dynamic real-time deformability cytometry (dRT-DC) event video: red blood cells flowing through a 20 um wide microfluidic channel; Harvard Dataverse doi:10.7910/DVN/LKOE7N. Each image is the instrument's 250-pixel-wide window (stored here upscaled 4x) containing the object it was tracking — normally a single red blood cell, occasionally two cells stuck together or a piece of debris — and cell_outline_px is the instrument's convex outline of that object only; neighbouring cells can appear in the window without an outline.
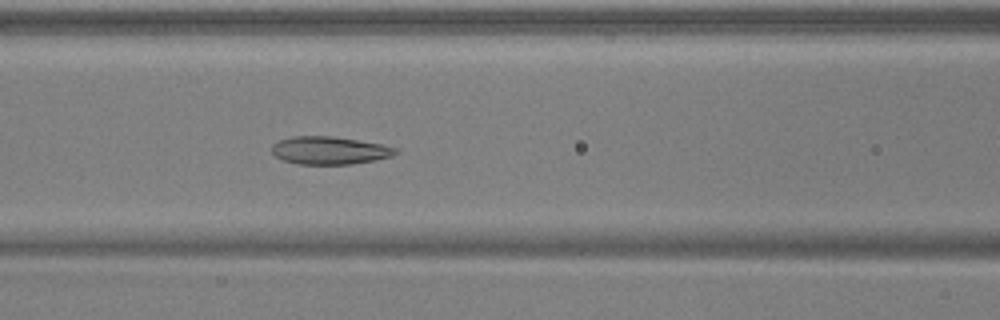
{"species": "common noctule bat (a hibernating species)", "species_latin": "Nyctalus noctula", "temperature_condition": "warm", "stored_images_in_passage": 52, "camera_frame_rate_fps": 3000, "um_per_image_px": 0.085, "animal": {"sex": "male", "body_mass_g": 17.9, "forearm_length_mm": 54.2}, "frame": {"image": 1, "passage_image": 23, "time_ms": 7.333, "image_size_px": [1000, 320], "cell_outline_px": [[400, 152], [392, 156], [376, 160], [352, 164], [296, 164], [284, 160], [276, 156], [272, 152], [272, 144], [280, 140], [292, 136], [332, 136], [380, 144], [396, 148]], "centroid_in_image_um": [28.01, 12.79], "position_along_channel_um": 138.6, "area_um2": 20.0}}
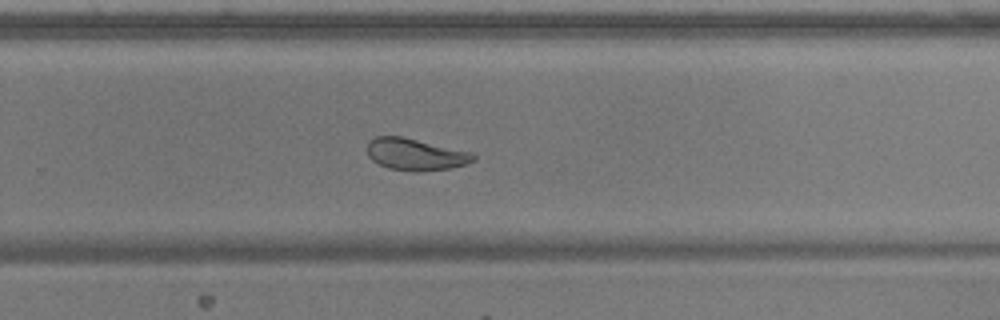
{"frame": {"image": 2, "passage_image": 35, "time_ms": 11.333, "image_size_px": [1000, 320], "cell_outline_px": [[476, 160], [452, 168], [420, 172], [412, 172], [388, 168], [372, 160], [368, 156], [368, 140], [376, 136], [404, 136], [472, 152], [476, 156]], "centroid_in_image_um": [35.32, 13.12], "position_along_channel_um": 294.5, "area_um2": 20.0}}
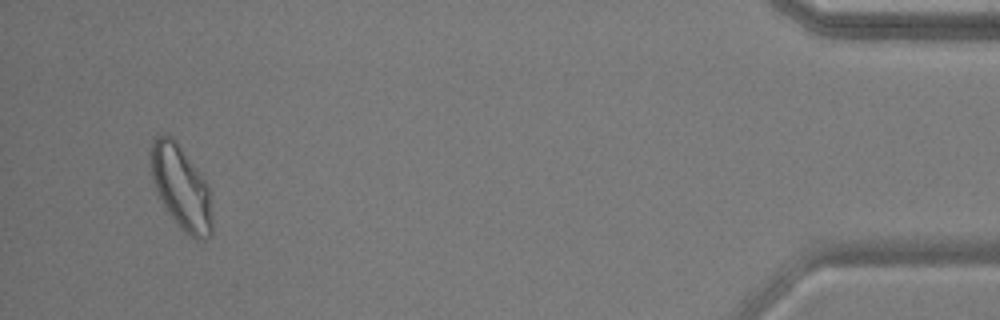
{"frame": {"image": 3, "passage_image": 50, "time_ms": 16.333, "image_size_px": [1000, 320], "cell_outline_px": [[212, 232], [204, 240], [196, 240], [188, 236], [176, 224], [164, 208], [160, 200], [152, 176], [152, 140], [160, 132], [164, 132], [172, 136], [176, 140], [208, 184], [212, 220]], "centroid_in_image_um": [15.4, 15.95], "position_along_channel_um": 419.8, "area_um2": 30.0}, "authors_computed_cell_mechanics": {"area_um2": 22.831, "velocity_mm_per_s": 3.9086, "shape_relaxation_time_tau1_ms": 6.9254, "shape_relaxation_time_tau2_ms": 1.6986, "deformation_change_tau1": 0.1509, "deformation_change_tau2": 0.0552}}